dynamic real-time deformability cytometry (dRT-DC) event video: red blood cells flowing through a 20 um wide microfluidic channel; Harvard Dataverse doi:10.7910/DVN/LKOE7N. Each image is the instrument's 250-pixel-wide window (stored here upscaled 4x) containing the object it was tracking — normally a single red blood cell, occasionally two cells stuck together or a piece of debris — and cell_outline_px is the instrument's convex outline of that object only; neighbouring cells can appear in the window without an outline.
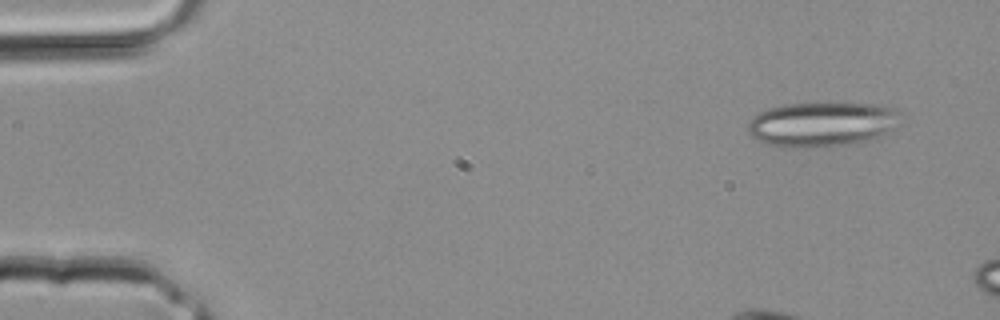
{"species": "common noctule bat (a hibernating species)", "species_latin": "Nyctalus noctula", "temperature_condition": "room temperature", "stored_images_in_passage": 4, "camera_frame_rate_fps": 3000, "um_per_image_px": 0.085, "animal": {"sex": "male", "body_mass_g": 20.4}, "frame": {"image": 1, "passage_image": 1, "time_ms": 0.0, "image_size_px": [1000, 320], "cell_outline_px": [[900, 128], [872, 140], [852, 144], [812, 148], [784, 148], [768, 144], [752, 136], [748, 132], [748, 120], [752, 116], [768, 108], [780, 104], [828, 100], [880, 104], [896, 108], [900, 112]], "centroid_in_image_um": [69.95, 10.51], "position_along_channel_um": 15.0, "area_um2": 42.02}}